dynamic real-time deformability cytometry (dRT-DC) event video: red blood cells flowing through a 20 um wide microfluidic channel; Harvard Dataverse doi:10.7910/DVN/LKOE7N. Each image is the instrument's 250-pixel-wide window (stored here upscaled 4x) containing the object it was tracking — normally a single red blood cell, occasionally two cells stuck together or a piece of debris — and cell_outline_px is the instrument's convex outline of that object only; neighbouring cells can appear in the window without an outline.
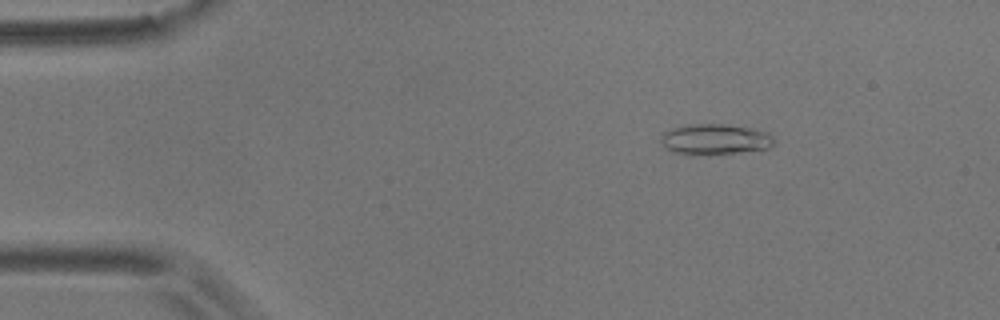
{"species": "common noctule bat (a hibernating species)", "species_latin": "Nyctalus noctula", "temperature_condition": "room temperature", "stored_images_in_passage": 6, "camera_frame_rate_fps": 3000, "um_per_image_px": 0.085, "animal": {"sex": "male", "body_mass_g": 17.9}, "frame": {"image": 1, "passage_image": 3, "time_ms": 0.667, "image_size_px": [1000, 320], "cell_outline_px": [[772, 144], [768, 148], [708, 156], [684, 156], [672, 152], [660, 140], [660, 136], [664, 132], [672, 128], [688, 124], [720, 124], [752, 128], [768, 132], [772, 136]], "centroid_in_image_um": [60.71, 11.87], "position_along_channel_um": 24.3, "area_um2": 20.52}}